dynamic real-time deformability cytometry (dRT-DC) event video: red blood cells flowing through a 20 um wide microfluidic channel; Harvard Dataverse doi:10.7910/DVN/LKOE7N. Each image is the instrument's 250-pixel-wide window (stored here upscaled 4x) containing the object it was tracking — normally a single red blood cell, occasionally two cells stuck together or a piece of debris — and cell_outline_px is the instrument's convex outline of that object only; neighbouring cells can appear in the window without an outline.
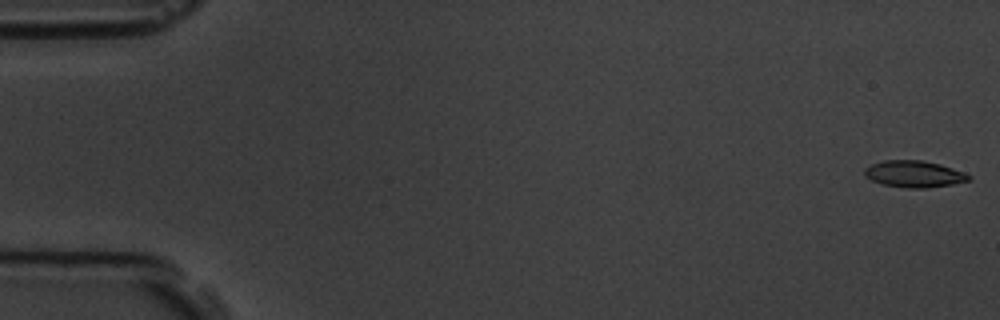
{"species": "common noctule bat (a hibernating species)", "species_latin": "Nyctalus noctula", "temperature_condition": "room temperature", "stored_images_in_passage": 5, "camera_frame_rate_fps": 3000, "um_per_image_px": 0.085, "animal": {"sex": "male", "body_mass_g": 19.5, "forearm_length_mm": 54.6}, "frame": {"image": 1, "passage_image": 1, "time_ms": 0.0, "image_size_px": [1000, 320], "cell_outline_px": [[972, 180], [952, 184], [924, 188], [908, 188], [884, 184], [872, 180], [864, 176], [864, 168], [872, 164], [884, 160], [924, 160], [940, 164], [964, 172], [972, 176]], "centroid_in_image_um": [77.72, 14.78], "position_along_channel_um": 7.3, "area_um2": 16.18}}
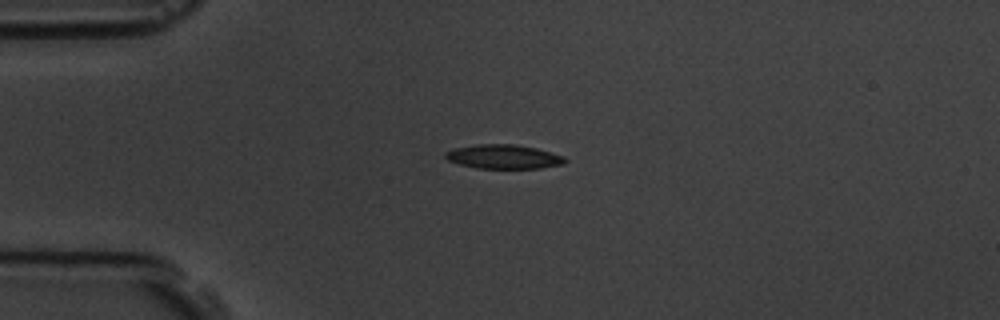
{"frame": {"image": 2, "passage_image": 4, "time_ms": 4.333, "image_size_px": [1000, 320], "cell_outline_px": [[568, 160], [564, 164], [540, 168], [476, 168], [460, 164], [448, 160], [444, 156], [444, 152], [456, 148], [476, 144], [512, 144], [536, 148], [564, 156]], "centroid_in_image_um": [42.81, 13.32], "position_along_channel_um": 42.2, "area_um2": 16.76}}